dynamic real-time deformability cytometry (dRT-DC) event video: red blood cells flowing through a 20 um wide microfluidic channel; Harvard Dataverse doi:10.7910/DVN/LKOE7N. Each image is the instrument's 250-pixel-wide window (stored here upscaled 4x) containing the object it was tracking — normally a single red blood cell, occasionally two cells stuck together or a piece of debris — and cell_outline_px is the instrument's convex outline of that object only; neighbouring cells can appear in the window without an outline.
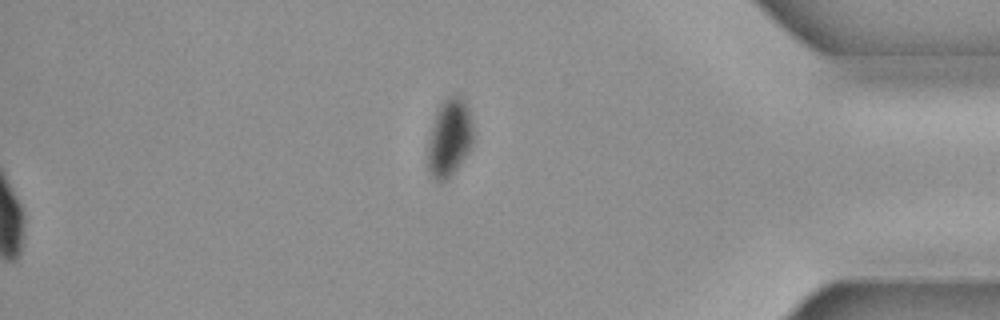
{"species": "common noctule bat (a hibernating species)", "species_latin": "Nyctalus noctula", "temperature_condition": "cold", "stored_images_in_passage": 46, "segment_of_instrument_passage": [2, 2], "camera_frame_rate_fps": 3000, "um_per_image_px": 0.085, "animal": {"sex": "female", "body_mass_g": 19.3, "forearm_length_mm": 54.1}, "frame": {"image": 1, "passage_image": 46, "time_ms": 15.0, "image_size_px": [1000, 320], "cell_outline_px": [[472, 148], [448, 180], [440, 184], [428, 172], [428, 140], [436, 112], [440, 104], [448, 96], [460, 96], [468, 104], [472, 116]], "centroid_in_image_um": [38.21, 11.73], "position_along_channel_um": 397.0, "area_um2": 20.92}}